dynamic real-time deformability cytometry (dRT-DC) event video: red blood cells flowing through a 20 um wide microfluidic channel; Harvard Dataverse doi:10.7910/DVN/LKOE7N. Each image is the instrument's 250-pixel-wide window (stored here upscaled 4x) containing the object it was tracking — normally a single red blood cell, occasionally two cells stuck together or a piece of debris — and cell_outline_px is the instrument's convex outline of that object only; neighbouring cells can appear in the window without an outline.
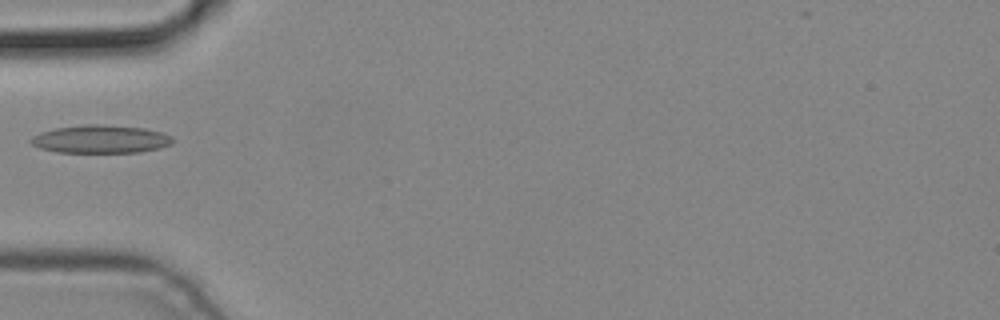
{"species": "common noctule bat (a hibernating species)", "species_latin": "Nyctalus noctula", "temperature_condition": "cold", "stored_images_in_passage": 1, "camera_frame_rate_fps": 3000, "um_per_image_px": 0.085, "animal": {"sex": "male", "body_mass_g": 19.2, "forearm_length_mm": 51.8}, "frame": {"image": 1, "passage_image": 1, "time_ms": 0.0, "image_size_px": [1000, 320], "cell_outline_px": [[172, 144], [160, 148], [140, 152], [56, 152], [40, 148], [32, 144], [28, 140], [32, 136], [40, 132], [56, 128], [84, 124], [100, 124], [144, 128], [160, 132], [172, 136]], "centroid_in_image_um": [8.53, 11.82], "position_along_channel_um": 76.5, "area_um2": 23.18}}